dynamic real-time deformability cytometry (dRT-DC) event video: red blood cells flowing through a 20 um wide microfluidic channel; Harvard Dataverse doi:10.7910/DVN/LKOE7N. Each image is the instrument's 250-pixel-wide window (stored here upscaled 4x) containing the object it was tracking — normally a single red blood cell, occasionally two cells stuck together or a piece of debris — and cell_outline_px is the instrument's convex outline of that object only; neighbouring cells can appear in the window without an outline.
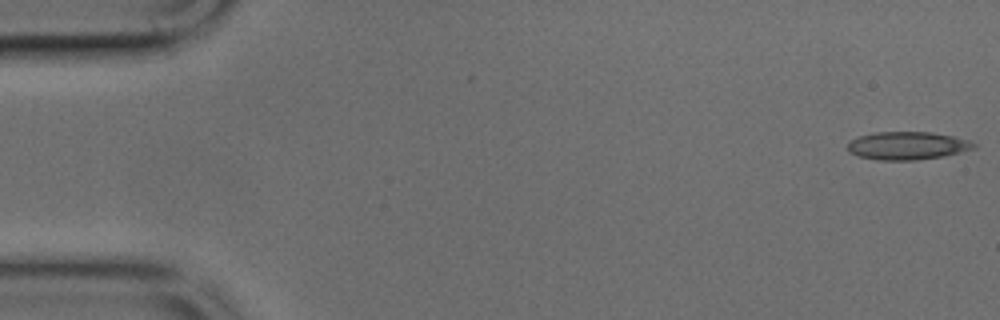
{"species": "common noctule bat (a hibernating species)", "species_latin": "Nyctalus noctula", "temperature_condition": "cold", "stored_images_in_passage": 48, "camera_frame_rate_fps": 3000, "um_per_image_px": 0.085, "animal": {"sex": "male", "body_mass_g": 17.9, "forearm_length_mm": 54.2}, "frame": {"image": 1, "passage_image": 1, "time_ms": 0.0, "image_size_px": [1000, 320], "cell_outline_px": [[976, 148], [944, 156], [916, 160], [876, 160], [860, 156], [848, 152], [848, 144], [852, 140], [860, 136], [876, 132], [932, 132], [952, 136], [968, 140], [976, 144]], "centroid_in_image_um": [77.14, 12.39], "position_along_channel_um": 7.9, "area_um2": 20.46}}
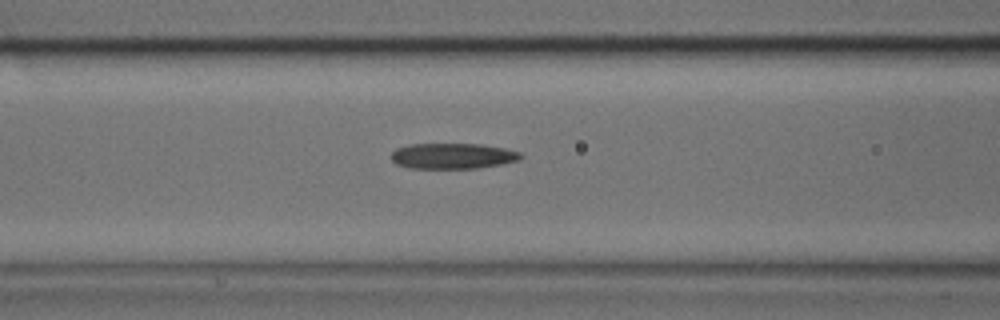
{"frame": {"image": 2, "passage_image": 19, "time_ms": 6.0, "image_size_px": [1000, 320], "cell_outline_px": [[524, 156], [520, 160], [500, 164], [476, 168], [408, 168], [396, 164], [392, 160], [392, 152], [396, 148], [412, 144], [480, 144], [504, 148], [520, 152]], "centroid_in_image_um": [38.49, 13.26], "position_along_channel_um": 128.1, "area_um2": 19.31}}
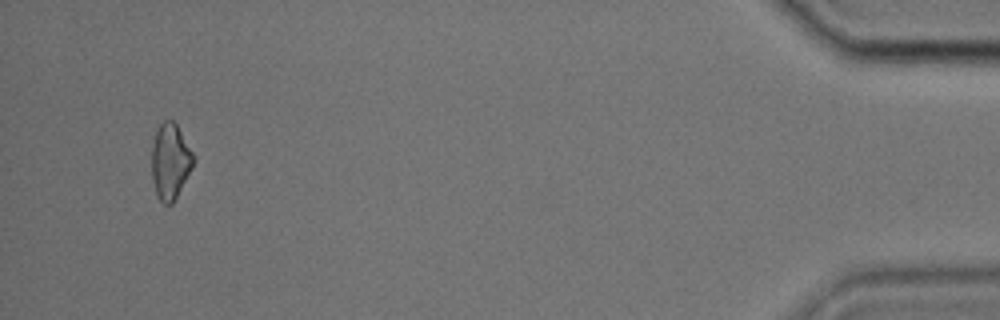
{"frame": {"image": 3, "passage_image": 46, "time_ms": 15.0, "image_size_px": [1000, 320], "cell_outline_px": [[196, 160], [192, 168], [172, 204], [164, 204], [156, 196], [152, 180], [152, 148], [156, 132], [160, 124], [164, 120], [172, 120], [176, 124], [192, 152]], "centroid_in_image_um": [14.47, 13.74], "position_along_channel_um": 420.7, "area_um2": 18.21}}